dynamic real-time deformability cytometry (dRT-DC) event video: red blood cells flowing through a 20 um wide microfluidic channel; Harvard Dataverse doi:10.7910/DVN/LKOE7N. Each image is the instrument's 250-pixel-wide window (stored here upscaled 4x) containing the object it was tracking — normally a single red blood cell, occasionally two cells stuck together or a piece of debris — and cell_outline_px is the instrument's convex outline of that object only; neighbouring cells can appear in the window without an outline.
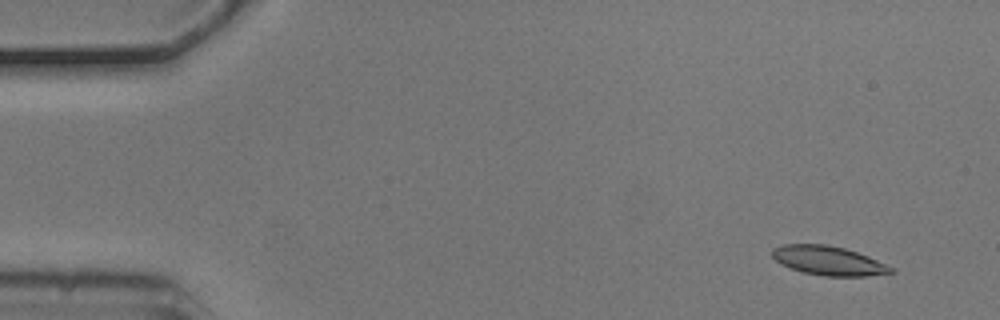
{"species": "common noctule bat (a hibernating species)", "species_latin": "Nyctalus noctula", "temperature_condition": "cold", "stored_images_in_passage": 3, "camera_frame_rate_fps": 3000, "um_per_image_px": 0.085, "animal": {"sex": "male", "body_mass_g": 20.5, "forearm_length_mm": 52.5}, "frame": {"image": 1, "passage_image": 1, "time_ms": 0.0, "image_size_px": [1000, 320], "cell_outline_px": [[896, 272], [868, 276], [824, 276], [804, 272], [780, 264], [772, 256], [772, 248], [784, 244], [828, 244], [844, 248], [868, 256], [896, 268]], "centroid_in_image_um": [70.45, 22.15], "position_along_channel_um": 14.5, "area_um2": 20.23}}